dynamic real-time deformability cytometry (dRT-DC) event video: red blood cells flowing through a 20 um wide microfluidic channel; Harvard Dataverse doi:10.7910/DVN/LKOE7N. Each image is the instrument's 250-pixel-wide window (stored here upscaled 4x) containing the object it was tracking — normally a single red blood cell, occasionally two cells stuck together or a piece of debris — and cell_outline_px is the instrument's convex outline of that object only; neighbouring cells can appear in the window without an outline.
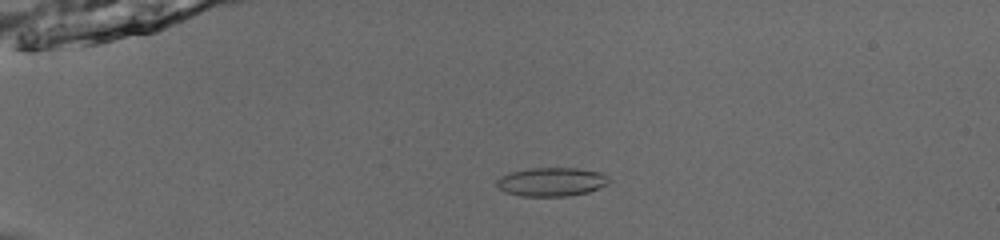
{"species": "common noctule bat (a hibernating species)", "species_latin": "Nyctalus noctula", "temperature_condition": "room temperature", "stored_images_in_passage": 53, "camera_frame_rate_fps": 3000, "um_per_image_px": 0.085, "animal": {"sex": "male", "body_mass_g": 13.0, "forearm_length_mm": 53.1}, "frame": {"image": 1, "passage_image": 14, "time_ms": 4.333, "image_size_px": [1000, 240], "cell_outline_px": [[612, 180], [608, 184], [588, 192], [568, 196], [520, 196], [504, 192], [496, 188], [496, 180], [500, 176], [512, 172], [532, 168], [576, 168], [604, 172]], "centroid_in_image_um": [46.89, 15.46], "position_along_channel_um": 38.1, "area_um2": 19.07}}
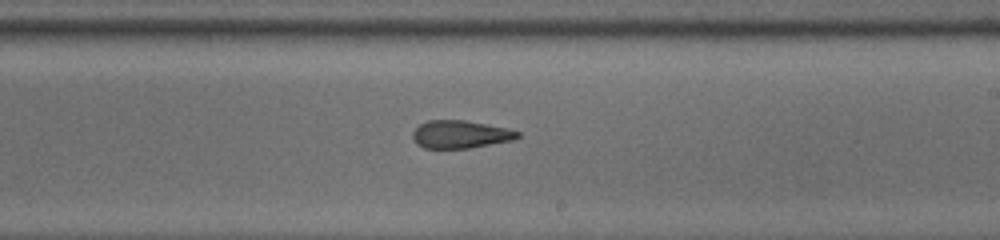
{"frame": {"image": 2, "passage_image": 34, "time_ms": 11.0, "image_size_px": [1000, 240], "cell_outline_px": [[520, 136], [512, 140], [468, 148], [424, 148], [416, 144], [412, 140], [412, 132], [420, 124], [428, 120], [464, 120], [508, 128], [520, 132]], "centroid_in_image_um": [39.1, 11.42], "position_along_channel_um": 249.9, "area_um2": 16.99}}
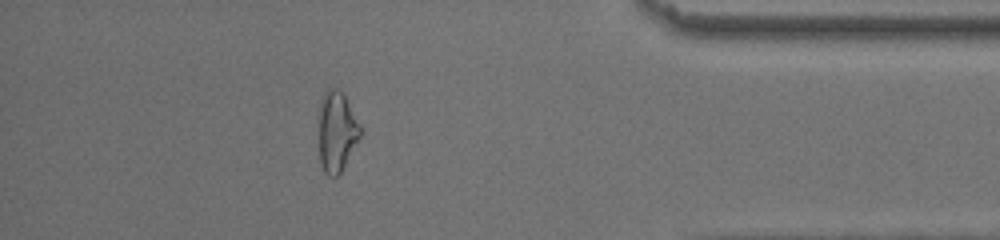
{"frame": {"image": 3, "passage_image": 48, "time_ms": 15.667, "image_size_px": [1000, 240], "cell_outline_px": [[360, 136], [340, 172], [336, 176], [328, 176], [324, 172], [320, 164], [320, 100], [324, 92], [328, 88], [336, 88], [344, 92], [360, 128]], "centroid_in_image_um": [28.6, 11.14], "position_along_channel_um": 406.6, "area_um2": 18.96}, "authors_computed_cell_mechanics": {"area_um2": 18.5538, "velocity_mm_per_s": 3.9227, "shape_relaxation_time_tau1_ms": 6.2322, "shape_relaxation_time_tau2_ms": 2.2059, "deformation_change_tau1": 0.1776, "deformation_change_tau2": 0.086}}